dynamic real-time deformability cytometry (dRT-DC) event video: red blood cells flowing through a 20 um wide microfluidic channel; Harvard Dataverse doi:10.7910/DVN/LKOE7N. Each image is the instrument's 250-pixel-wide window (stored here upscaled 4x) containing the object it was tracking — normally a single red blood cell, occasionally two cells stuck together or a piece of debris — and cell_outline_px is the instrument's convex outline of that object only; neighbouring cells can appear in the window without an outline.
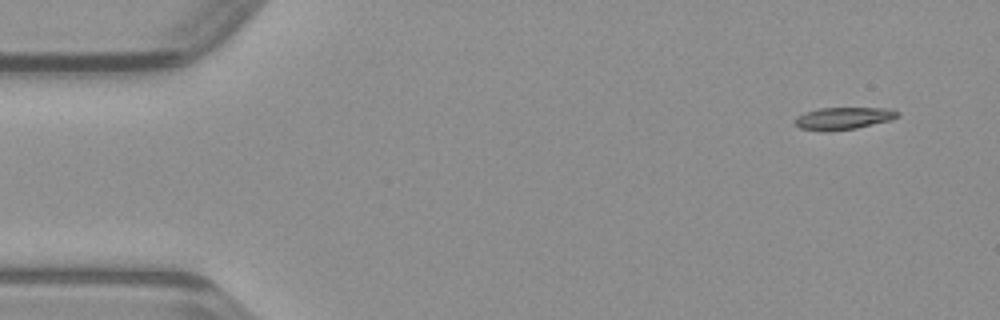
{"species": "common noctule bat (a hibernating species)", "species_latin": "Nyctalus noctula", "temperature_condition": "warm", "stored_images_in_passage": 45, "camera_frame_rate_fps": 3000, "um_per_image_px": 0.085, "animal": {"sex": "male", "body_mass_g": 23.1, "forearm_length_mm": 52.7}, "frame": {"image": 1, "passage_image": 1, "time_ms": 0.0, "image_size_px": [1000, 320], "cell_outline_px": [[900, 116], [888, 120], [856, 128], [800, 128], [796, 124], [796, 120], [804, 112], [820, 108], [892, 108], [900, 112]], "centroid_in_image_um": [71.81, 9.99], "position_along_channel_um": 13.2, "area_um2": 12.37}}
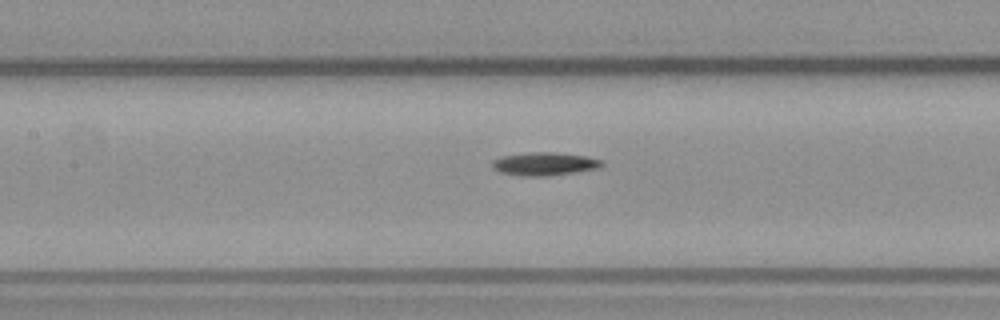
{"frame": {"image": 2, "passage_image": 19, "time_ms": 6.0, "image_size_px": [1000, 320], "cell_outline_px": [[604, 164], [596, 168], [576, 172], [548, 176], [520, 176], [500, 172], [492, 168], [492, 160], [500, 156], [528, 152], [552, 152], [584, 156], [600, 160]], "centroid_in_image_um": [46.2, 13.93], "position_along_channel_um": 161.2, "area_um2": 14.74}}
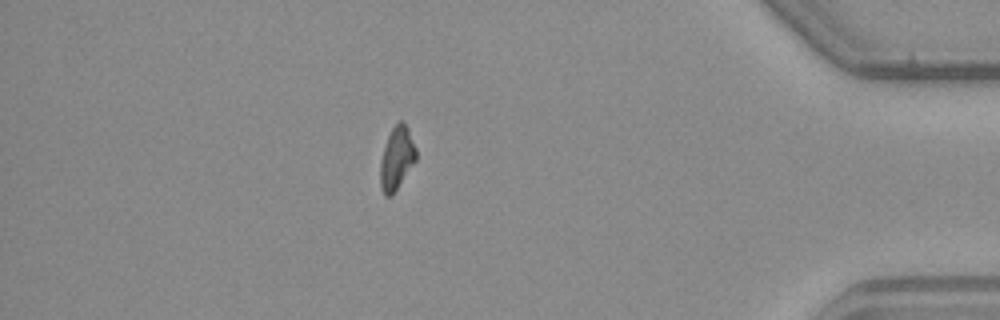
{"frame": {"image": 3, "passage_image": 39, "time_ms": 12.667, "image_size_px": [1000, 320], "cell_outline_px": [[416, 160], [392, 196], [384, 196], [380, 188], [380, 160], [388, 136], [392, 128], [400, 120], [404, 120], [408, 128], [416, 148]], "centroid_in_image_um": [33.71, 13.46], "position_along_channel_um": 401.5, "area_um2": 13.18}}